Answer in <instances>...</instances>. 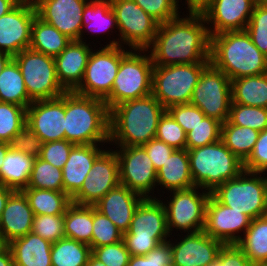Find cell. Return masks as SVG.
<instances>
[{"mask_svg": "<svg viewBox=\"0 0 267 266\" xmlns=\"http://www.w3.org/2000/svg\"><path fill=\"white\" fill-rule=\"evenodd\" d=\"M159 24L150 49L154 66L210 63V35L198 9ZM204 23V24H203Z\"/></svg>", "mask_w": 267, "mask_h": 266, "instance_id": "obj_1", "label": "cell"}, {"mask_svg": "<svg viewBox=\"0 0 267 266\" xmlns=\"http://www.w3.org/2000/svg\"><path fill=\"white\" fill-rule=\"evenodd\" d=\"M165 111L152 94L112 107L109 110V142L118 147L143 146L155 138Z\"/></svg>", "mask_w": 267, "mask_h": 266, "instance_id": "obj_2", "label": "cell"}, {"mask_svg": "<svg viewBox=\"0 0 267 266\" xmlns=\"http://www.w3.org/2000/svg\"><path fill=\"white\" fill-rule=\"evenodd\" d=\"M210 63L230 80L267 73V56L246 30L210 36Z\"/></svg>", "mask_w": 267, "mask_h": 266, "instance_id": "obj_3", "label": "cell"}, {"mask_svg": "<svg viewBox=\"0 0 267 266\" xmlns=\"http://www.w3.org/2000/svg\"><path fill=\"white\" fill-rule=\"evenodd\" d=\"M109 122L103 99L65 92V140L74 145L109 143Z\"/></svg>", "mask_w": 267, "mask_h": 266, "instance_id": "obj_4", "label": "cell"}, {"mask_svg": "<svg viewBox=\"0 0 267 266\" xmlns=\"http://www.w3.org/2000/svg\"><path fill=\"white\" fill-rule=\"evenodd\" d=\"M188 156L194 185L210 193L244 170L243 161L221 139L206 146L189 149Z\"/></svg>", "mask_w": 267, "mask_h": 266, "instance_id": "obj_5", "label": "cell"}, {"mask_svg": "<svg viewBox=\"0 0 267 266\" xmlns=\"http://www.w3.org/2000/svg\"><path fill=\"white\" fill-rule=\"evenodd\" d=\"M169 234L163 202L156 197L144 198L135 210L123 242L130 256H145L158 244L167 241Z\"/></svg>", "mask_w": 267, "mask_h": 266, "instance_id": "obj_6", "label": "cell"}, {"mask_svg": "<svg viewBox=\"0 0 267 266\" xmlns=\"http://www.w3.org/2000/svg\"><path fill=\"white\" fill-rule=\"evenodd\" d=\"M243 170L236 178L218 186L211 194L225 206L252 220L267 215V176ZM248 176V177H247Z\"/></svg>", "mask_w": 267, "mask_h": 266, "instance_id": "obj_7", "label": "cell"}, {"mask_svg": "<svg viewBox=\"0 0 267 266\" xmlns=\"http://www.w3.org/2000/svg\"><path fill=\"white\" fill-rule=\"evenodd\" d=\"M139 53H138V52ZM143 51V54L140 52ZM148 50L129 52L121 59L111 93L104 99L108 109L152 92L153 62Z\"/></svg>", "mask_w": 267, "mask_h": 266, "instance_id": "obj_8", "label": "cell"}, {"mask_svg": "<svg viewBox=\"0 0 267 266\" xmlns=\"http://www.w3.org/2000/svg\"><path fill=\"white\" fill-rule=\"evenodd\" d=\"M209 64L154 66L151 94L166 110L173 105L190 103L194 87Z\"/></svg>", "mask_w": 267, "mask_h": 266, "instance_id": "obj_9", "label": "cell"}, {"mask_svg": "<svg viewBox=\"0 0 267 266\" xmlns=\"http://www.w3.org/2000/svg\"><path fill=\"white\" fill-rule=\"evenodd\" d=\"M13 59L32 101L58 98L66 92L57 79L54 57L27 48Z\"/></svg>", "mask_w": 267, "mask_h": 266, "instance_id": "obj_10", "label": "cell"}, {"mask_svg": "<svg viewBox=\"0 0 267 266\" xmlns=\"http://www.w3.org/2000/svg\"><path fill=\"white\" fill-rule=\"evenodd\" d=\"M115 13L120 41L112 40L105 46L121 43L135 50H148L152 45L159 23L147 14L134 0H110Z\"/></svg>", "mask_w": 267, "mask_h": 266, "instance_id": "obj_11", "label": "cell"}, {"mask_svg": "<svg viewBox=\"0 0 267 266\" xmlns=\"http://www.w3.org/2000/svg\"><path fill=\"white\" fill-rule=\"evenodd\" d=\"M231 103V80L210 63L194 87L190 104L223 124L228 120Z\"/></svg>", "mask_w": 267, "mask_h": 266, "instance_id": "obj_12", "label": "cell"}, {"mask_svg": "<svg viewBox=\"0 0 267 266\" xmlns=\"http://www.w3.org/2000/svg\"><path fill=\"white\" fill-rule=\"evenodd\" d=\"M119 46H104L92 51L85 69L84 77L75 93L105 99L112 91L121 59L129 52Z\"/></svg>", "mask_w": 267, "mask_h": 266, "instance_id": "obj_13", "label": "cell"}, {"mask_svg": "<svg viewBox=\"0 0 267 266\" xmlns=\"http://www.w3.org/2000/svg\"><path fill=\"white\" fill-rule=\"evenodd\" d=\"M199 187L173 191V198L167 204L163 203L167 226L172 235V228L194 233L202 231L205 225L206 207L211 193H199ZM190 229V230H189Z\"/></svg>", "mask_w": 267, "mask_h": 266, "instance_id": "obj_14", "label": "cell"}, {"mask_svg": "<svg viewBox=\"0 0 267 266\" xmlns=\"http://www.w3.org/2000/svg\"><path fill=\"white\" fill-rule=\"evenodd\" d=\"M119 148L120 150H115V153L119 165L120 184L144 198H152L149 194L157 184V171L147 151L143 146Z\"/></svg>", "mask_w": 267, "mask_h": 266, "instance_id": "obj_15", "label": "cell"}, {"mask_svg": "<svg viewBox=\"0 0 267 266\" xmlns=\"http://www.w3.org/2000/svg\"><path fill=\"white\" fill-rule=\"evenodd\" d=\"M120 184L119 165L115 151L104 150L95 160L81 189L71 198L79 205H94L108 191Z\"/></svg>", "mask_w": 267, "mask_h": 266, "instance_id": "obj_16", "label": "cell"}, {"mask_svg": "<svg viewBox=\"0 0 267 266\" xmlns=\"http://www.w3.org/2000/svg\"><path fill=\"white\" fill-rule=\"evenodd\" d=\"M257 0H207L198 10L203 15L210 36L246 29ZM214 26H213V25Z\"/></svg>", "mask_w": 267, "mask_h": 266, "instance_id": "obj_17", "label": "cell"}, {"mask_svg": "<svg viewBox=\"0 0 267 266\" xmlns=\"http://www.w3.org/2000/svg\"><path fill=\"white\" fill-rule=\"evenodd\" d=\"M36 15L33 1H20L0 17V52L14 57L29 48L31 27Z\"/></svg>", "mask_w": 267, "mask_h": 266, "instance_id": "obj_18", "label": "cell"}, {"mask_svg": "<svg viewBox=\"0 0 267 266\" xmlns=\"http://www.w3.org/2000/svg\"><path fill=\"white\" fill-rule=\"evenodd\" d=\"M26 124L42 143L65 140V93L58 98L33 101L26 108Z\"/></svg>", "mask_w": 267, "mask_h": 266, "instance_id": "obj_19", "label": "cell"}, {"mask_svg": "<svg viewBox=\"0 0 267 266\" xmlns=\"http://www.w3.org/2000/svg\"><path fill=\"white\" fill-rule=\"evenodd\" d=\"M252 219L224 204L212 194L207 202L203 231L224 244H236L241 238L240 231L246 232Z\"/></svg>", "mask_w": 267, "mask_h": 266, "instance_id": "obj_20", "label": "cell"}, {"mask_svg": "<svg viewBox=\"0 0 267 266\" xmlns=\"http://www.w3.org/2000/svg\"><path fill=\"white\" fill-rule=\"evenodd\" d=\"M37 16L71 40H80L88 0H34Z\"/></svg>", "mask_w": 267, "mask_h": 266, "instance_id": "obj_21", "label": "cell"}, {"mask_svg": "<svg viewBox=\"0 0 267 266\" xmlns=\"http://www.w3.org/2000/svg\"><path fill=\"white\" fill-rule=\"evenodd\" d=\"M180 242L171 244L172 266H208L219 254L224 243L210 237L203 230L187 233Z\"/></svg>", "mask_w": 267, "mask_h": 266, "instance_id": "obj_22", "label": "cell"}, {"mask_svg": "<svg viewBox=\"0 0 267 266\" xmlns=\"http://www.w3.org/2000/svg\"><path fill=\"white\" fill-rule=\"evenodd\" d=\"M143 199L141 195L119 184L108 191L94 206L124 234L128 232L135 210Z\"/></svg>", "mask_w": 267, "mask_h": 266, "instance_id": "obj_23", "label": "cell"}, {"mask_svg": "<svg viewBox=\"0 0 267 266\" xmlns=\"http://www.w3.org/2000/svg\"><path fill=\"white\" fill-rule=\"evenodd\" d=\"M92 50L86 42L72 40L54 58L57 79L66 91H74L82 82Z\"/></svg>", "mask_w": 267, "mask_h": 266, "instance_id": "obj_24", "label": "cell"}, {"mask_svg": "<svg viewBox=\"0 0 267 266\" xmlns=\"http://www.w3.org/2000/svg\"><path fill=\"white\" fill-rule=\"evenodd\" d=\"M34 216L24 193L14 191L8 198L0 218V234L5 243L30 233Z\"/></svg>", "mask_w": 267, "mask_h": 266, "instance_id": "obj_25", "label": "cell"}, {"mask_svg": "<svg viewBox=\"0 0 267 266\" xmlns=\"http://www.w3.org/2000/svg\"><path fill=\"white\" fill-rule=\"evenodd\" d=\"M104 150L97 144L75 145L62 169L63 192L72 198L82 187L96 158Z\"/></svg>", "mask_w": 267, "mask_h": 266, "instance_id": "obj_26", "label": "cell"}, {"mask_svg": "<svg viewBox=\"0 0 267 266\" xmlns=\"http://www.w3.org/2000/svg\"><path fill=\"white\" fill-rule=\"evenodd\" d=\"M14 266H52V242L32 232L7 244Z\"/></svg>", "mask_w": 267, "mask_h": 266, "instance_id": "obj_27", "label": "cell"}, {"mask_svg": "<svg viewBox=\"0 0 267 266\" xmlns=\"http://www.w3.org/2000/svg\"><path fill=\"white\" fill-rule=\"evenodd\" d=\"M157 185L170 192L194 187L187 149H175L157 171Z\"/></svg>", "mask_w": 267, "mask_h": 266, "instance_id": "obj_28", "label": "cell"}, {"mask_svg": "<svg viewBox=\"0 0 267 266\" xmlns=\"http://www.w3.org/2000/svg\"><path fill=\"white\" fill-rule=\"evenodd\" d=\"M35 158L18 150L8 149L0 170V185L22 191L28 185Z\"/></svg>", "mask_w": 267, "mask_h": 266, "instance_id": "obj_29", "label": "cell"}, {"mask_svg": "<svg viewBox=\"0 0 267 266\" xmlns=\"http://www.w3.org/2000/svg\"><path fill=\"white\" fill-rule=\"evenodd\" d=\"M71 41L51 24L35 16L31 27L30 49L55 58Z\"/></svg>", "mask_w": 267, "mask_h": 266, "instance_id": "obj_30", "label": "cell"}, {"mask_svg": "<svg viewBox=\"0 0 267 266\" xmlns=\"http://www.w3.org/2000/svg\"><path fill=\"white\" fill-rule=\"evenodd\" d=\"M232 103L267 108V73L231 80Z\"/></svg>", "mask_w": 267, "mask_h": 266, "instance_id": "obj_31", "label": "cell"}, {"mask_svg": "<svg viewBox=\"0 0 267 266\" xmlns=\"http://www.w3.org/2000/svg\"><path fill=\"white\" fill-rule=\"evenodd\" d=\"M64 233L67 238L86 243L92 249L93 205L72 202L64 214Z\"/></svg>", "mask_w": 267, "mask_h": 266, "instance_id": "obj_32", "label": "cell"}, {"mask_svg": "<svg viewBox=\"0 0 267 266\" xmlns=\"http://www.w3.org/2000/svg\"><path fill=\"white\" fill-rule=\"evenodd\" d=\"M244 234L236 245L254 266H261L267 260V215L253 219Z\"/></svg>", "mask_w": 267, "mask_h": 266, "instance_id": "obj_33", "label": "cell"}, {"mask_svg": "<svg viewBox=\"0 0 267 266\" xmlns=\"http://www.w3.org/2000/svg\"><path fill=\"white\" fill-rule=\"evenodd\" d=\"M0 102L27 108L33 101L27 93L21 71L12 58L0 74Z\"/></svg>", "mask_w": 267, "mask_h": 266, "instance_id": "obj_34", "label": "cell"}, {"mask_svg": "<svg viewBox=\"0 0 267 266\" xmlns=\"http://www.w3.org/2000/svg\"><path fill=\"white\" fill-rule=\"evenodd\" d=\"M22 192L27 197L34 215L65 214L72 203L71 198L63 191L25 188Z\"/></svg>", "mask_w": 267, "mask_h": 266, "instance_id": "obj_35", "label": "cell"}, {"mask_svg": "<svg viewBox=\"0 0 267 266\" xmlns=\"http://www.w3.org/2000/svg\"><path fill=\"white\" fill-rule=\"evenodd\" d=\"M84 27H87L89 32H98V34L110 29L114 30L115 27L118 30L116 16L110 0H89L82 14V32L79 41L84 39L82 38Z\"/></svg>", "mask_w": 267, "mask_h": 266, "instance_id": "obj_36", "label": "cell"}, {"mask_svg": "<svg viewBox=\"0 0 267 266\" xmlns=\"http://www.w3.org/2000/svg\"><path fill=\"white\" fill-rule=\"evenodd\" d=\"M259 133L249 127L231 124L228 120L221 126V140L243 162L251 154Z\"/></svg>", "mask_w": 267, "mask_h": 266, "instance_id": "obj_37", "label": "cell"}, {"mask_svg": "<svg viewBox=\"0 0 267 266\" xmlns=\"http://www.w3.org/2000/svg\"><path fill=\"white\" fill-rule=\"evenodd\" d=\"M91 247L83 242L64 237L51 246L52 266H86Z\"/></svg>", "mask_w": 267, "mask_h": 266, "instance_id": "obj_38", "label": "cell"}, {"mask_svg": "<svg viewBox=\"0 0 267 266\" xmlns=\"http://www.w3.org/2000/svg\"><path fill=\"white\" fill-rule=\"evenodd\" d=\"M26 188L63 191L62 170L37 157Z\"/></svg>", "mask_w": 267, "mask_h": 266, "instance_id": "obj_39", "label": "cell"}, {"mask_svg": "<svg viewBox=\"0 0 267 266\" xmlns=\"http://www.w3.org/2000/svg\"><path fill=\"white\" fill-rule=\"evenodd\" d=\"M228 121L261 132L267 128V108L231 103Z\"/></svg>", "mask_w": 267, "mask_h": 266, "instance_id": "obj_40", "label": "cell"}, {"mask_svg": "<svg viewBox=\"0 0 267 266\" xmlns=\"http://www.w3.org/2000/svg\"><path fill=\"white\" fill-rule=\"evenodd\" d=\"M25 124V107L0 102V141L9 143Z\"/></svg>", "mask_w": 267, "mask_h": 266, "instance_id": "obj_41", "label": "cell"}, {"mask_svg": "<svg viewBox=\"0 0 267 266\" xmlns=\"http://www.w3.org/2000/svg\"><path fill=\"white\" fill-rule=\"evenodd\" d=\"M221 126L220 121L205 116L199 124L186 133V149H194L219 141Z\"/></svg>", "mask_w": 267, "mask_h": 266, "instance_id": "obj_42", "label": "cell"}, {"mask_svg": "<svg viewBox=\"0 0 267 266\" xmlns=\"http://www.w3.org/2000/svg\"><path fill=\"white\" fill-rule=\"evenodd\" d=\"M122 238L123 233L117 226L93 205L92 250L96 247L117 243Z\"/></svg>", "mask_w": 267, "mask_h": 266, "instance_id": "obj_43", "label": "cell"}, {"mask_svg": "<svg viewBox=\"0 0 267 266\" xmlns=\"http://www.w3.org/2000/svg\"><path fill=\"white\" fill-rule=\"evenodd\" d=\"M155 138L174 149H186V133L167 110L159 120Z\"/></svg>", "mask_w": 267, "mask_h": 266, "instance_id": "obj_44", "label": "cell"}, {"mask_svg": "<svg viewBox=\"0 0 267 266\" xmlns=\"http://www.w3.org/2000/svg\"><path fill=\"white\" fill-rule=\"evenodd\" d=\"M31 232L52 243L66 237L64 233V214L35 215Z\"/></svg>", "mask_w": 267, "mask_h": 266, "instance_id": "obj_45", "label": "cell"}, {"mask_svg": "<svg viewBox=\"0 0 267 266\" xmlns=\"http://www.w3.org/2000/svg\"><path fill=\"white\" fill-rule=\"evenodd\" d=\"M245 30L254 45L267 56V9L256 3Z\"/></svg>", "mask_w": 267, "mask_h": 266, "instance_id": "obj_46", "label": "cell"}, {"mask_svg": "<svg viewBox=\"0 0 267 266\" xmlns=\"http://www.w3.org/2000/svg\"><path fill=\"white\" fill-rule=\"evenodd\" d=\"M134 2L159 24L180 15L178 0H134Z\"/></svg>", "mask_w": 267, "mask_h": 266, "instance_id": "obj_47", "label": "cell"}, {"mask_svg": "<svg viewBox=\"0 0 267 266\" xmlns=\"http://www.w3.org/2000/svg\"><path fill=\"white\" fill-rule=\"evenodd\" d=\"M173 253L169 241L158 244L145 256H130L128 266H172Z\"/></svg>", "mask_w": 267, "mask_h": 266, "instance_id": "obj_48", "label": "cell"}, {"mask_svg": "<svg viewBox=\"0 0 267 266\" xmlns=\"http://www.w3.org/2000/svg\"><path fill=\"white\" fill-rule=\"evenodd\" d=\"M9 147L12 150H18L37 158L40 156L42 141L36 135L34 130L29 125L25 124L11 139L9 142Z\"/></svg>", "mask_w": 267, "mask_h": 266, "instance_id": "obj_49", "label": "cell"}, {"mask_svg": "<svg viewBox=\"0 0 267 266\" xmlns=\"http://www.w3.org/2000/svg\"><path fill=\"white\" fill-rule=\"evenodd\" d=\"M74 146L67 140L42 143L39 158L62 170Z\"/></svg>", "mask_w": 267, "mask_h": 266, "instance_id": "obj_50", "label": "cell"}, {"mask_svg": "<svg viewBox=\"0 0 267 266\" xmlns=\"http://www.w3.org/2000/svg\"><path fill=\"white\" fill-rule=\"evenodd\" d=\"M92 254L106 266H128L130 254L123 240L106 246L96 247Z\"/></svg>", "mask_w": 267, "mask_h": 266, "instance_id": "obj_51", "label": "cell"}, {"mask_svg": "<svg viewBox=\"0 0 267 266\" xmlns=\"http://www.w3.org/2000/svg\"><path fill=\"white\" fill-rule=\"evenodd\" d=\"M167 111L184 129L185 133L191 131L206 116L198 107L190 103L170 106Z\"/></svg>", "mask_w": 267, "mask_h": 266, "instance_id": "obj_52", "label": "cell"}, {"mask_svg": "<svg viewBox=\"0 0 267 266\" xmlns=\"http://www.w3.org/2000/svg\"><path fill=\"white\" fill-rule=\"evenodd\" d=\"M244 170L265 173L267 171V128L259 133L249 157L243 162Z\"/></svg>", "mask_w": 267, "mask_h": 266, "instance_id": "obj_53", "label": "cell"}, {"mask_svg": "<svg viewBox=\"0 0 267 266\" xmlns=\"http://www.w3.org/2000/svg\"><path fill=\"white\" fill-rule=\"evenodd\" d=\"M208 266H254L236 244H224L218 257Z\"/></svg>", "mask_w": 267, "mask_h": 266, "instance_id": "obj_54", "label": "cell"}, {"mask_svg": "<svg viewBox=\"0 0 267 266\" xmlns=\"http://www.w3.org/2000/svg\"><path fill=\"white\" fill-rule=\"evenodd\" d=\"M143 147L147 151L156 171L163 166L167 158H169L170 154L175 150L173 147L157 138H153L144 144Z\"/></svg>", "mask_w": 267, "mask_h": 266, "instance_id": "obj_55", "label": "cell"}, {"mask_svg": "<svg viewBox=\"0 0 267 266\" xmlns=\"http://www.w3.org/2000/svg\"><path fill=\"white\" fill-rule=\"evenodd\" d=\"M0 266H14L13 256L8 246L0 251Z\"/></svg>", "mask_w": 267, "mask_h": 266, "instance_id": "obj_56", "label": "cell"}, {"mask_svg": "<svg viewBox=\"0 0 267 266\" xmlns=\"http://www.w3.org/2000/svg\"><path fill=\"white\" fill-rule=\"evenodd\" d=\"M13 192H14L13 189L0 185V218L8 198Z\"/></svg>", "mask_w": 267, "mask_h": 266, "instance_id": "obj_57", "label": "cell"}, {"mask_svg": "<svg viewBox=\"0 0 267 266\" xmlns=\"http://www.w3.org/2000/svg\"><path fill=\"white\" fill-rule=\"evenodd\" d=\"M20 0H0V17L13 9Z\"/></svg>", "mask_w": 267, "mask_h": 266, "instance_id": "obj_58", "label": "cell"}, {"mask_svg": "<svg viewBox=\"0 0 267 266\" xmlns=\"http://www.w3.org/2000/svg\"><path fill=\"white\" fill-rule=\"evenodd\" d=\"M13 57L7 53L0 52V74L2 73L3 69L7 65V63L12 59Z\"/></svg>", "mask_w": 267, "mask_h": 266, "instance_id": "obj_59", "label": "cell"}, {"mask_svg": "<svg viewBox=\"0 0 267 266\" xmlns=\"http://www.w3.org/2000/svg\"><path fill=\"white\" fill-rule=\"evenodd\" d=\"M9 143L0 141V170L2 167L3 160L5 158V155L9 149Z\"/></svg>", "mask_w": 267, "mask_h": 266, "instance_id": "obj_60", "label": "cell"}, {"mask_svg": "<svg viewBox=\"0 0 267 266\" xmlns=\"http://www.w3.org/2000/svg\"><path fill=\"white\" fill-rule=\"evenodd\" d=\"M207 0H186V4L189 9H198L202 6Z\"/></svg>", "mask_w": 267, "mask_h": 266, "instance_id": "obj_61", "label": "cell"}, {"mask_svg": "<svg viewBox=\"0 0 267 266\" xmlns=\"http://www.w3.org/2000/svg\"><path fill=\"white\" fill-rule=\"evenodd\" d=\"M86 266H106V265L98 258H96L93 254H91Z\"/></svg>", "mask_w": 267, "mask_h": 266, "instance_id": "obj_62", "label": "cell"}, {"mask_svg": "<svg viewBox=\"0 0 267 266\" xmlns=\"http://www.w3.org/2000/svg\"><path fill=\"white\" fill-rule=\"evenodd\" d=\"M257 4L267 9V0H257Z\"/></svg>", "mask_w": 267, "mask_h": 266, "instance_id": "obj_63", "label": "cell"}, {"mask_svg": "<svg viewBox=\"0 0 267 266\" xmlns=\"http://www.w3.org/2000/svg\"><path fill=\"white\" fill-rule=\"evenodd\" d=\"M6 246L7 244L5 243V241L2 238V235L0 234V251L4 249Z\"/></svg>", "mask_w": 267, "mask_h": 266, "instance_id": "obj_64", "label": "cell"}, {"mask_svg": "<svg viewBox=\"0 0 267 266\" xmlns=\"http://www.w3.org/2000/svg\"><path fill=\"white\" fill-rule=\"evenodd\" d=\"M261 266H267V260Z\"/></svg>", "mask_w": 267, "mask_h": 266, "instance_id": "obj_65", "label": "cell"}]
</instances>
